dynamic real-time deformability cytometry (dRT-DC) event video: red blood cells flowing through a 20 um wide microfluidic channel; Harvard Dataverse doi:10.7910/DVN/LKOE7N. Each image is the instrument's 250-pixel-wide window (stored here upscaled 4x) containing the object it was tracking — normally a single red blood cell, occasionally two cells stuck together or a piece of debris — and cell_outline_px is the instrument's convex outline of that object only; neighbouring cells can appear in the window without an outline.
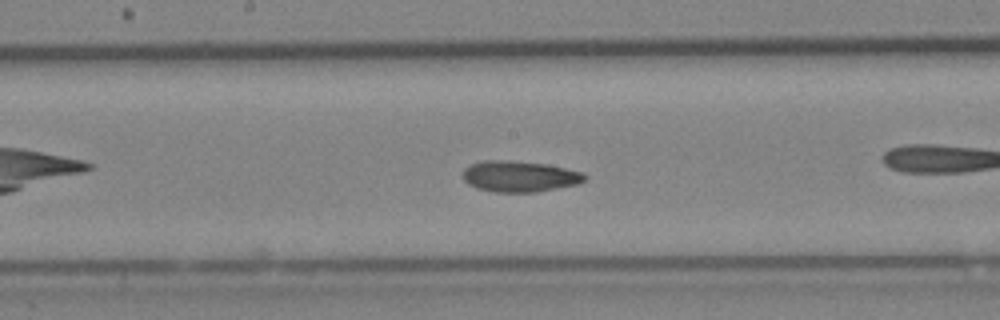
{"species": "Egyptian fruit bat (a non-hibernating species)", "species_latin": "Rousettus aegyptiacus", "temperature_condition": "cold", "stored_images_in_passage": 9, "camera_frame_rate_fps": 3000, "um_per_image_px": 0.085, "animal": {"sex": "female"}, "frame": {"image": 1, "passage_image": 9, "time_ms": 9.333, "image_size_px": [1000, 320], "cell_outline_px": [[588, 176], [584, 180], [576, 184], [536, 192], [492, 192], [476, 188], [468, 184], [464, 180], [464, 168], [472, 164], [484, 160], [508, 160], [548, 164], [584, 172]], "centroid_in_image_um": [44.17, 14.99], "position_along_channel_um": 204.0, "area_um2": 22.08}}